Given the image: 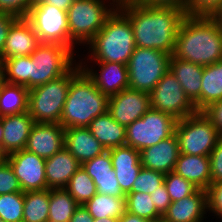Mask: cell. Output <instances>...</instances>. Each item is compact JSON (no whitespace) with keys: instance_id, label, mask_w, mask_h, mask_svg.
I'll list each match as a JSON object with an SVG mask.
<instances>
[{"instance_id":"52a82bcc","label":"cell","mask_w":222,"mask_h":222,"mask_svg":"<svg viewBox=\"0 0 222 222\" xmlns=\"http://www.w3.org/2000/svg\"><path fill=\"white\" fill-rule=\"evenodd\" d=\"M74 54L63 45L41 43L29 56V90L69 72L76 64Z\"/></svg>"},{"instance_id":"f5cc1de1","label":"cell","mask_w":222,"mask_h":222,"mask_svg":"<svg viewBox=\"0 0 222 222\" xmlns=\"http://www.w3.org/2000/svg\"><path fill=\"white\" fill-rule=\"evenodd\" d=\"M209 16L217 23L219 29L222 31V2Z\"/></svg>"},{"instance_id":"7a4b0ae2","label":"cell","mask_w":222,"mask_h":222,"mask_svg":"<svg viewBox=\"0 0 222 222\" xmlns=\"http://www.w3.org/2000/svg\"><path fill=\"white\" fill-rule=\"evenodd\" d=\"M173 56L203 67L222 60V31L208 15H186L178 29Z\"/></svg>"},{"instance_id":"d4e9b609","label":"cell","mask_w":222,"mask_h":222,"mask_svg":"<svg viewBox=\"0 0 222 222\" xmlns=\"http://www.w3.org/2000/svg\"><path fill=\"white\" fill-rule=\"evenodd\" d=\"M174 172L192 182L199 189L207 190L211 185V167L209 156L180 153Z\"/></svg>"},{"instance_id":"603a6c76","label":"cell","mask_w":222,"mask_h":222,"mask_svg":"<svg viewBox=\"0 0 222 222\" xmlns=\"http://www.w3.org/2000/svg\"><path fill=\"white\" fill-rule=\"evenodd\" d=\"M64 147L81 164L106 151L88 127L65 128Z\"/></svg>"},{"instance_id":"680465c9","label":"cell","mask_w":222,"mask_h":222,"mask_svg":"<svg viewBox=\"0 0 222 222\" xmlns=\"http://www.w3.org/2000/svg\"><path fill=\"white\" fill-rule=\"evenodd\" d=\"M2 81H3V79H2V71H1V67H0V84H1Z\"/></svg>"},{"instance_id":"9f6ffc18","label":"cell","mask_w":222,"mask_h":222,"mask_svg":"<svg viewBox=\"0 0 222 222\" xmlns=\"http://www.w3.org/2000/svg\"><path fill=\"white\" fill-rule=\"evenodd\" d=\"M6 154L3 152V150L0 148V166L6 161Z\"/></svg>"},{"instance_id":"5b68a950","label":"cell","mask_w":222,"mask_h":222,"mask_svg":"<svg viewBox=\"0 0 222 222\" xmlns=\"http://www.w3.org/2000/svg\"><path fill=\"white\" fill-rule=\"evenodd\" d=\"M80 70L77 62L63 76L29 90L28 112L34 123H60L71 79Z\"/></svg>"},{"instance_id":"ab89813d","label":"cell","mask_w":222,"mask_h":222,"mask_svg":"<svg viewBox=\"0 0 222 222\" xmlns=\"http://www.w3.org/2000/svg\"><path fill=\"white\" fill-rule=\"evenodd\" d=\"M15 192H22V188L12 167L5 161L0 166V195Z\"/></svg>"},{"instance_id":"db71d44e","label":"cell","mask_w":222,"mask_h":222,"mask_svg":"<svg viewBox=\"0 0 222 222\" xmlns=\"http://www.w3.org/2000/svg\"><path fill=\"white\" fill-rule=\"evenodd\" d=\"M93 222H118V219L111 217L98 218L93 220Z\"/></svg>"},{"instance_id":"1f68e13d","label":"cell","mask_w":222,"mask_h":222,"mask_svg":"<svg viewBox=\"0 0 222 222\" xmlns=\"http://www.w3.org/2000/svg\"><path fill=\"white\" fill-rule=\"evenodd\" d=\"M4 82L24 86L29 90V56L0 59Z\"/></svg>"},{"instance_id":"4316f807","label":"cell","mask_w":222,"mask_h":222,"mask_svg":"<svg viewBox=\"0 0 222 222\" xmlns=\"http://www.w3.org/2000/svg\"><path fill=\"white\" fill-rule=\"evenodd\" d=\"M29 90L24 86L2 81L0 84V116L28 111Z\"/></svg>"},{"instance_id":"6da1fadb","label":"cell","mask_w":222,"mask_h":222,"mask_svg":"<svg viewBox=\"0 0 222 222\" xmlns=\"http://www.w3.org/2000/svg\"><path fill=\"white\" fill-rule=\"evenodd\" d=\"M117 6L132 25L137 47L173 55L178 29L187 15L185 9L141 5L133 0H119Z\"/></svg>"},{"instance_id":"60d3db41","label":"cell","mask_w":222,"mask_h":222,"mask_svg":"<svg viewBox=\"0 0 222 222\" xmlns=\"http://www.w3.org/2000/svg\"><path fill=\"white\" fill-rule=\"evenodd\" d=\"M222 0H187V15H210L220 4Z\"/></svg>"},{"instance_id":"816d5d0a","label":"cell","mask_w":222,"mask_h":222,"mask_svg":"<svg viewBox=\"0 0 222 222\" xmlns=\"http://www.w3.org/2000/svg\"><path fill=\"white\" fill-rule=\"evenodd\" d=\"M118 222H149L145 218L134 215L128 211H125L123 215L118 219Z\"/></svg>"},{"instance_id":"8fae6325","label":"cell","mask_w":222,"mask_h":222,"mask_svg":"<svg viewBox=\"0 0 222 222\" xmlns=\"http://www.w3.org/2000/svg\"><path fill=\"white\" fill-rule=\"evenodd\" d=\"M25 18L31 23L41 43L60 44L74 52L69 35L67 11L49 4H32Z\"/></svg>"},{"instance_id":"ffe728a7","label":"cell","mask_w":222,"mask_h":222,"mask_svg":"<svg viewBox=\"0 0 222 222\" xmlns=\"http://www.w3.org/2000/svg\"><path fill=\"white\" fill-rule=\"evenodd\" d=\"M208 212L207 190L197 189L193 194L171 202L163 218L167 222H203Z\"/></svg>"},{"instance_id":"681fc988","label":"cell","mask_w":222,"mask_h":222,"mask_svg":"<svg viewBox=\"0 0 222 222\" xmlns=\"http://www.w3.org/2000/svg\"><path fill=\"white\" fill-rule=\"evenodd\" d=\"M94 218L88 212L84 205H79L69 222H93Z\"/></svg>"},{"instance_id":"f546056e","label":"cell","mask_w":222,"mask_h":222,"mask_svg":"<svg viewBox=\"0 0 222 222\" xmlns=\"http://www.w3.org/2000/svg\"><path fill=\"white\" fill-rule=\"evenodd\" d=\"M79 204L65 188L49 189L48 220L69 222Z\"/></svg>"},{"instance_id":"74e56055","label":"cell","mask_w":222,"mask_h":222,"mask_svg":"<svg viewBox=\"0 0 222 222\" xmlns=\"http://www.w3.org/2000/svg\"><path fill=\"white\" fill-rule=\"evenodd\" d=\"M87 174L93 179L95 176L112 175V162L109 150L82 164Z\"/></svg>"},{"instance_id":"6f0895ef","label":"cell","mask_w":222,"mask_h":222,"mask_svg":"<svg viewBox=\"0 0 222 222\" xmlns=\"http://www.w3.org/2000/svg\"><path fill=\"white\" fill-rule=\"evenodd\" d=\"M149 222H167L163 217L156 219V220H151Z\"/></svg>"},{"instance_id":"e575fe53","label":"cell","mask_w":222,"mask_h":222,"mask_svg":"<svg viewBox=\"0 0 222 222\" xmlns=\"http://www.w3.org/2000/svg\"><path fill=\"white\" fill-rule=\"evenodd\" d=\"M24 192L0 195V218L5 222H22Z\"/></svg>"},{"instance_id":"e0dca14e","label":"cell","mask_w":222,"mask_h":222,"mask_svg":"<svg viewBox=\"0 0 222 222\" xmlns=\"http://www.w3.org/2000/svg\"><path fill=\"white\" fill-rule=\"evenodd\" d=\"M41 44L31 23L19 17L10 27L0 59L30 56Z\"/></svg>"},{"instance_id":"5bb4252c","label":"cell","mask_w":222,"mask_h":222,"mask_svg":"<svg viewBox=\"0 0 222 222\" xmlns=\"http://www.w3.org/2000/svg\"><path fill=\"white\" fill-rule=\"evenodd\" d=\"M150 108V94L130 88L108 99V112L125 127L141 118Z\"/></svg>"},{"instance_id":"b9f144b4","label":"cell","mask_w":222,"mask_h":222,"mask_svg":"<svg viewBox=\"0 0 222 222\" xmlns=\"http://www.w3.org/2000/svg\"><path fill=\"white\" fill-rule=\"evenodd\" d=\"M207 195L208 211L222 220V182L211 183Z\"/></svg>"},{"instance_id":"c3c4849f","label":"cell","mask_w":222,"mask_h":222,"mask_svg":"<svg viewBox=\"0 0 222 222\" xmlns=\"http://www.w3.org/2000/svg\"><path fill=\"white\" fill-rule=\"evenodd\" d=\"M137 4L148 6H173L179 9L186 10L187 0H133Z\"/></svg>"},{"instance_id":"83f0119b","label":"cell","mask_w":222,"mask_h":222,"mask_svg":"<svg viewBox=\"0 0 222 222\" xmlns=\"http://www.w3.org/2000/svg\"><path fill=\"white\" fill-rule=\"evenodd\" d=\"M222 100V60L204 66L201 87V111Z\"/></svg>"},{"instance_id":"7bdbcfd3","label":"cell","mask_w":222,"mask_h":222,"mask_svg":"<svg viewBox=\"0 0 222 222\" xmlns=\"http://www.w3.org/2000/svg\"><path fill=\"white\" fill-rule=\"evenodd\" d=\"M35 0H0V12L25 17Z\"/></svg>"},{"instance_id":"9c48e42d","label":"cell","mask_w":222,"mask_h":222,"mask_svg":"<svg viewBox=\"0 0 222 222\" xmlns=\"http://www.w3.org/2000/svg\"><path fill=\"white\" fill-rule=\"evenodd\" d=\"M170 59L164 51L136 46L127 64L129 88L150 93L169 71Z\"/></svg>"},{"instance_id":"44dd1931","label":"cell","mask_w":222,"mask_h":222,"mask_svg":"<svg viewBox=\"0 0 222 222\" xmlns=\"http://www.w3.org/2000/svg\"><path fill=\"white\" fill-rule=\"evenodd\" d=\"M203 68L201 65L175 58L173 55L169 64V70L176 77L197 111H201Z\"/></svg>"},{"instance_id":"d590c367","label":"cell","mask_w":222,"mask_h":222,"mask_svg":"<svg viewBox=\"0 0 222 222\" xmlns=\"http://www.w3.org/2000/svg\"><path fill=\"white\" fill-rule=\"evenodd\" d=\"M164 185L167 189L171 202L179 201L193 194L198 187L192 182L184 179L174 171L165 174Z\"/></svg>"},{"instance_id":"484cf974","label":"cell","mask_w":222,"mask_h":222,"mask_svg":"<svg viewBox=\"0 0 222 222\" xmlns=\"http://www.w3.org/2000/svg\"><path fill=\"white\" fill-rule=\"evenodd\" d=\"M88 128L106 150L126 144V127L113 119L108 111L94 118Z\"/></svg>"},{"instance_id":"f1b7e54d","label":"cell","mask_w":222,"mask_h":222,"mask_svg":"<svg viewBox=\"0 0 222 222\" xmlns=\"http://www.w3.org/2000/svg\"><path fill=\"white\" fill-rule=\"evenodd\" d=\"M83 205L95 219L104 217L119 219L126 211V197L96 193Z\"/></svg>"},{"instance_id":"836d02e7","label":"cell","mask_w":222,"mask_h":222,"mask_svg":"<svg viewBox=\"0 0 222 222\" xmlns=\"http://www.w3.org/2000/svg\"><path fill=\"white\" fill-rule=\"evenodd\" d=\"M125 197L126 211L145 218L148 221L162 217L152 202L150 194L145 192H129L125 195Z\"/></svg>"},{"instance_id":"d6986e66","label":"cell","mask_w":222,"mask_h":222,"mask_svg":"<svg viewBox=\"0 0 222 222\" xmlns=\"http://www.w3.org/2000/svg\"><path fill=\"white\" fill-rule=\"evenodd\" d=\"M109 152L120 189L126 195L131 192L132 185L142 168L140 151L124 145L109 149Z\"/></svg>"},{"instance_id":"8992f818","label":"cell","mask_w":222,"mask_h":222,"mask_svg":"<svg viewBox=\"0 0 222 222\" xmlns=\"http://www.w3.org/2000/svg\"><path fill=\"white\" fill-rule=\"evenodd\" d=\"M106 1L74 0L70 5L67 19L70 39L74 44L88 45L118 7L119 0H109L110 3L107 5Z\"/></svg>"},{"instance_id":"11a10c76","label":"cell","mask_w":222,"mask_h":222,"mask_svg":"<svg viewBox=\"0 0 222 222\" xmlns=\"http://www.w3.org/2000/svg\"><path fill=\"white\" fill-rule=\"evenodd\" d=\"M3 141V128H2V117L0 116V148L2 149Z\"/></svg>"},{"instance_id":"d6a6232c","label":"cell","mask_w":222,"mask_h":222,"mask_svg":"<svg viewBox=\"0 0 222 222\" xmlns=\"http://www.w3.org/2000/svg\"><path fill=\"white\" fill-rule=\"evenodd\" d=\"M65 190L79 205L85 204L97 193L94 181L82 166L71 177Z\"/></svg>"},{"instance_id":"ee69618b","label":"cell","mask_w":222,"mask_h":222,"mask_svg":"<svg viewBox=\"0 0 222 222\" xmlns=\"http://www.w3.org/2000/svg\"><path fill=\"white\" fill-rule=\"evenodd\" d=\"M211 167V183L222 182V137L209 155Z\"/></svg>"},{"instance_id":"9a60e30c","label":"cell","mask_w":222,"mask_h":222,"mask_svg":"<svg viewBox=\"0 0 222 222\" xmlns=\"http://www.w3.org/2000/svg\"><path fill=\"white\" fill-rule=\"evenodd\" d=\"M82 61H79L81 69L93 81L101 93L109 97L129 88L127 65L115 62H94L100 67L98 73L97 70L87 67V64Z\"/></svg>"},{"instance_id":"f6af8a7d","label":"cell","mask_w":222,"mask_h":222,"mask_svg":"<svg viewBox=\"0 0 222 222\" xmlns=\"http://www.w3.org/2000/svg\"><path fill=\"white\" fill-rule=\"evenodd\" d=\"M150 196L157 211L163 216L171 204V200L164 183L150 193Z\"/></svg>"},{"instance_id":"7dc6e473","label":"cell","mask_w":222,"mask_h":222,"mask_svg":"<svg viewBox=\"0 0 222 222\" xmlns=\"http://www.w3.org/2000/svg\"><path fill=\"white\" fill-rule=\"evenodd\" d=\"M222 137V100L211 104L204 110Z\"/></svg>"},{"instance_id":"cb8c5ba5","label":"cell","mask_w":222,"mask_h":222,"mask_svg":"<svg viewBox=\"0 0 222 222\" xmlns=\"http://www.w3.org/2000/svg\"><path fill=\"white\" fill-rule=\"evenodd\" d=\"M82 164L65 148L46 159L45 174L49 189L65 188Z\"/></svg>"},{"instance_id":"2e32d148","label":"cell","mask_w":222,"mask_h":222,"mask_svg":"<svg viewBox=\"0 0 222 222\" xmlns=\"http://www.w3.org/2000/svg\"><path fill=\"white\" fill-rule=\"evenodd\" d=\"M65 129L60 123H34L25 150L45 159L64 147Z\"/></svg>"},{"instance_id":"7402d4cb","label":"cell","mask_w":222,"mask_h":222,"mask_svg":"<svg viewBox=\"0 0 222 222\" xmlns=\"http://www.w3.org/2000/svg\"><path fill=\"white\" fill-rule=\"evenodd\" d=\"M34 120L28 111L2 116V150L6 155L25 149Z\"/></svg>"},{"instance_id":"8d00e7d4","label":"cell","mask_w":222,"mask_h":222,"mask_svg":"<svg viewBox=\"0 0 222 222\" xmlns=\"http://www.w3.org/2000/svg\"><path fill=\"white\" fill-rule=\"evenodd\" d=\"M164 178L165 174L142 167L132 185L131 192H145L150 194L164 183Z\"/></svg>"},{"instance_id":"277c9868","label":"cell","mask_w":222,"mask_h":222,"mask_svg":"<svg viewBox=\"0 0 222 222\" xmlns=\"http://www.w3.org/2000/svg\"><path fill=\"white\" fill-rule=\"evenodd\" d=\"M88 45L89 60L127 65L136 47L129 19L116 8Z\"/></svg>"},{"instance_id":"7c38bea8","label":"cell","mask_w":222,"mask_h":222,"mask_svg":"<svg viewBox=\"0 0 222 222\" xmlns=\"http://www.w3.org/2000/svg\"><path fill=\"white\" fill-rule=\"evenodd\" d=\"M151 108L170 114L176 120L197 112L176 77L169 70L149 93Z\"/></svg>"},{"instance_id":"f907efd6","label":"cell","mask_w":222,"mask_h":222,"mask_svg":"<svg viewBox=\"0 0 222 222\" xmlns=\"http://www.w3.org/2000/svg\"><path fill=\"white\" fill-rule=\"evenodd\" d=\"M74 0H35L33 4L54 5L58 9L67 11Z\"/></svg>"},{"instance_id":"ba28073f","label":"cell","mask_w":222,"mask_h":222,"mask_svg":"<svg viewBox=\"0 0 222 222\" xmlns=\"http://www.w3.org/2000/svg\"><path fill=\"white\" fill-rule=\"evenodd\" d=\"M175 134L180 153L188 155L209 156L221 138L204 111H197L195 114L177 120Z\"/></svg>"},{"instance_id":"ac0fdd59","label":"cell","mask_w":222,"mask_h":222,"mask_svg":"<svg viewBox=\"0 0 222 222\" xmlns=\"http://www.w3.org/2000/svg\"><path fill=\"white\" fill-rule=\"evenodd\" d=\"M180 151L176 134L140 151L143 168L167 174L174 171Z\"/></svg>"},{"instance_id":"4fadbf2b","label":"cell","mask_w":222,"mask_h":222,"mask_svg":"<svg viewBox=\"0 0 222 222\" xmlns=\"http://www.w3.org/2000/svg\"><path fill=\"white\" fill-rule=\"evenodd\" d=\"M6 161L18 178L22 192L49 189L46 182L45 158L23 149L7 155Z\"/></svg>"},{"instance_id":"30bf717a","label":"cell","mask_w":222,"mask_h":222,"mask_svg":"<svg viewBox=\"0 0 222 222\" xmlns=\"http://www.w3.org/2000/svg\"><path fill=\"white\" fill-rule=\"evenodd\" d=\"M177 120L170 114L150 108L141 118L126 127V144L141 151L175 133Z\"/></svg>"},{"instance_id":"bcb514c9","label":"cell","mask_w":222,"mask_h":222,"mask_svg":"<svg viewBox=\"0 0 222 222\" xmlns=\"http://www.w3.org/2000/svg\"><path fill=\"white\" fill-rule=\"evenodd\" d=\"M18 18L16 15L0 12V56L3 53L9 29Z\"/></svg>"},{"instance_id":"3957f363","label":"cell","mask_w":222,"mask_h":222,"mask_svg":"<svg viewBox=\"0 0 222 222\" xmlns=\"http://www.w3.org/2000/svg\"><path fill=\"white\" fill-rule=\"evenodd\" d=\"M108 99L81 69L71 79L60 124L64 129L88 127L94 118L108 111Z\"/></svg>"},{"instance_id":"f35d334b","label":"cell","mask_w":222,"mask_h":222,"mask_svg":"<svg viewBox=\"0 0 222 222\" xmlns=\"http://www.w3.org/2000/svg\"><path fill=\"white\" fill-rule=\"evenodd\" d=\"M92 180L95 183L97 193L125 197V194L120 189L114 169L112 170V175L95 176Z\"/></svg>"},{"instance_id":"4dcf8cb0","label":"cell","mask_w":222,"mask_h":222,"mask_svg":"<svg viewBox=\"0 0 222 222\" xmlns=\"http://www.w3.org/2000/svg\"><path fill=\"white\" fill-rule=\"evenodd\" d=\"M49 213V189L24 192L22 222H45Z\"/></svg>"}]
</instances>
